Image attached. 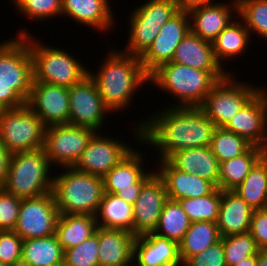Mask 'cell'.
Wrapping results in <instances>:
<instances>
[{
  "mask_svg": "<svg viewBox=\"0 0 267 266\" xmlns=\"http://www.w3.org/2000/svg\"><path fill=\"white\" fill-rule=\"evenodd\" d=\"M165 108L134 125L135 142L157 149L158 160L182 149L210 146L216 126L200 107Z\"/></svg>",
  "mask_w": 267,
  "mask_h": 266,
  "instance_id": "1",
  "label": "cell"
},
{
  "mask_svg": "<svg viewBox=\"0 0 267 266\" xmlns=\"http://www.w3.org/2000/svg\"><path fill=\"white\" fill-rule=\"evenodd\" d=\"M98 68L95 70L97 73L88 69V75L94 80L111 113L128 109L132 105L135 91L138 92L143 84L148 86L150 83L149 74L142 66L140 58L118 48L109 50Z\"/></svg>",
  "mask_w": 267,
  "mask_h": 266,
  "instance_id": "2",
  "label": "cell"
},
{
  "mask_svg": "<svg viewBox=\"0 0 267 266\" xmlns=\"http://www.w3.org/2000/svg\"><path fill=\"white\" fill-rule=\"evenodd\" d=\"M33 84V60L29 33L0 42V106L22 107L28 101Z\"/></svg>",
  "mask_w": 267,
  "mask_h": 266,
  "instance_id": "3",
  "label": "cell"
},
{
  "mask_svg": "<svg viewBox=\"0 0 267 266\" xmlns=\"http://www.w3.org/2000/svg\"><path fill=\"white\" fill-rule=\"evenodd\" d=\"M149 81L150 85L177 98L171 107H200L219 80L209 71L171 61L155 69L149 75Z\"/></svg>",
  "mask_w": 267,
  "mask_h": 266,
  "instance_id": "4",
  "label": "cell"
},
{
  "mask_svg": "<svg viewBox=\"0 0 267 266\" xmlns=\"http://www.w3.org/2000/svg\"><path fill=\"white\" fill-rule=\"evenodd\" d=\"M53 176L52 193L61 214L96 216L104 194L103 177L64 167Z\"/></svg>",
  "mask_w": 267,
  "mask_h": 266,
  "instance_id": "5",
  "label": "cell"
},
{
  "mask_svg": "<svg viewBox=\"0 0 267 266\" xmlns=\"http://www.w3.org/2000/svg\"><path fill=\"white\" fill-rule=\"evenodd\" d=\"M28 33L30 54L33 60V82L70 88L88 75L89 68H86L85 64H82L78 58L76 59L64 48L45 46L26 29L21 30L18 36Z\"/></svg>",
  "mask_w": 267,
  "mask_h": 266,
  "instance_id": "6",
  "label": "cell"
},
{
  "mask_svg": "<svg viewBox=\"0 0 267 266\" xmlns=\"http://www.w3.org/2000/svg\"><path fill=\"white\" fill-rule=\"evenodd\" d=\"M51 167L44 148L11 154L3 189L21 199L52 192Z\"/></svg>",
  "mask_w": 267,
  "mask_h": 266,
  "instance_id": "7",
  "label": "cell"
},
{
  "mask_svg": "<svg viewBox=\"0 0 267 266\" xmlns=\"http://www.w3.org/2000/svg\"><path fill=\"white\" fill-rule=\"evenodd\" d=\"M45 128L27 104L4 109L0 115V142L11 154L38 150L44 147Z\"/></svg>",
  "mask_w": 267,
  "mask_h": 266,
  "instance_id": "8",
  "label": "cell"
},
{
  "mask_svg": "<svg viewBox=\"0 0 267 266\" xmlns=\"http://www.w3.org/2000/svg\"><path fill=\"white\" fill-rule=\"evenodd\" d=\"M234 76V73H228L219 80L200 106L216 127H224L262 88L250 85L247 81H238Z\"/></svg>",
  "mask_w": 267,
  "mask_h": 266,
  "instance_id": "9",
  "label": "cell"
},
{
  "mask_svg": "<svg viewBox=\"0 0 267 266\" xmlns=\"http://www.w3.org/2000/svg\"><path fill=\"white\" fill-rule=\"evenodd\" d=\"M96 131L70 124L45 128L44 150L53 167H74Z\"/></svg>",
  "mask_w": 267,
  "mask_h": 266,
  "instance_id": "10",
  "label": "cell"
},
{
  "mask_svg": "<svg viewBox=\"0 0 267 266\" xmlns=\"http://www.w3.org/2000/svg\"><path fill=\"white\" fill-rule=\"evenodd\" d=\"M138 150L134 148L103 177L104 192L115 194L131 205L136 202L143 185L156 173L144 168L146 154Z\"/></svg>",
  "mask_w": 267,
  "mask_h": 266,
  "instance_id": "11",
  "label": "cell"
},
{
  "mask_svg": "<svg viewBox=\"0 0 267 266\" xmlns=\"http://www.w3.org/2000/svg\"><path fill=\"white\" fill-rule=\"evenodd\" d=\"M68 124L92 128L101 132L105 118L111 111L105 106L94 80L87 75L79 83L68 88ZM105 117V118H104Z\"/></svg>",
  "mask_w": 267,
  "mask_h": 266,
  "instance_id": "12",
  "label": "cell"
},
{
  "mask_svg": "<svg viewBox=\"0 0 267 266\" xmlns=\"http://www.w3.org/2000/svg\"><path fill=\"white\" fill-rule=\"evenodd\" d=\"M59 211L52 192L22 199L14 231L23 239L55 234Z\"/></svg>",
  "mask_w": 267,
  "mask_h": 266,
  "instance_id": "13",
  "label": "cell"
},
{
  "mask_svg": "<svg viewBox=\"0 0 267 266\" xmlns=\"http://www.w3.org/2000/svg\"><path fill=\"white\" fill-rule=\"evenodd\" d=\"M120 141L96 132L74 165L78 171L104 177L134 148ZM130 145V146H128Z\"/></svg>",
  "mask_w": 267,
  "mask_h": 266,
  "instance_id": "14",
  "label": "cell"
},
{
  "mask_svg": "<svg viewBox=\"0 0 267 266\" xmlns=\"http://www.w3.org/2000/svg\"><path fill=\"white\" fill-rule=\"evenodd\" d=\"M190 31L188 11L180 9L162 26L153 43L139 57L145 71L150 75L160 65L171 62L175 49Z\"/></svg>",
  "mask_w": 267,
  "mask_h": 266,
  "instance_id": "15",
  "label": "cell"
},
{
  "mask_svg": "<svg viewBox=\"0 0 267 266\" xmlns=\"http://www.w3.org/2000/svg\"><path fill=\"white\" fill-rule=\"evenodd\" d=\"M168 200L165 184L155 173L142 187L133 205L132 234L139 236L154 232L157 228L161 212Z\"/></svg>",
  "mask_w": 267,
  "mask_h": 266,
  "instance_id": "16",
  "label": "cell"
},
{
  "mask_svg": "<svg viewBox=\"0 0 267 266\" xmlns=\"http://www.w3.org/2000/svg\"><path fill=\"white\" fill-rule=\"evenodd\" d=\"M26 104L46 127L68 124L69 92L67 87L33 82L31 94Z\"/></svg>",
  "mask_w": 267,
  "mask_h": 266,
  "instance_id": "17",
  "label": "cell"
},
{
  "mask_svg": "<svg viewBox=\"0 0 267 266\" xmlns=\"http://www.w3.org/2000/svg\"><path fill=\"white\" fill-rule=\"evenodd\" d=\"M223 128L254 145L267 133V89L263 86Z\"/></svg>",
  "mask_w": 267,
  "mask_h": 266,
  "instance_id": "18",
  "label": "cell"
},
{
  "mask_svg": "<svg viewBox=\"0 0 267 266\" xmlns=\"http://www.w3.org/2000/svg\"><path fill=\"white\" fill-rule=\"evenodd\" d=\"M190 18V30L203 40L213 42L219 33L238 15L237 0L230 3L219 2L213 5H201L187 10Z\"/></svg>",
  "mask_w": 267,
  "mask_h": 266,
  "instance_id": "19",
  "label": "cell"
},
{
  "mask_svg": "<svg viewBox=\"0 0 267 266\" xmlns=\"http://www.w3.org/2000/svg\"><path fill=\"white\" fill-rule=\"evenodd\" d=\"M133 266H183L179 245L153 232L136 236Z\"/></svg>",
  "mask_w": 267,
  "mask_h": 266,
  "instance_id": "20",
  "label": "cell"
},
{
  "mask_svg": "<svg viewBox=\"0 0 267 266\" xmlns=\"http://www.w3.org/2000/svg\"><path fill=\"white\" fill-rule=\"evenodd\" d=\"M172 62L209 71L218 80L230 73L217 62L212 42L203 40L192 31L187 33L175 49Z\"/></svg>",
  "mask_w": 267,
  "mask_h": 266,
  "instance_id": "21",
  "label": "cell"
},
{
  "mask_svg": "<svg viewBox=\"0 0 267 266\" xmlns=\"http://www.w3.org/2000/svg\"><path fill=\"white\" fill-rule=\"evenodd\" d=\"M159 169H155L163 180L168 199L179 200L197 198L210 194L216 186L197 174H190L174 168L167 160H159Z\"/></svg>",
  "mask_w": 267,
  "mask_h": 266,
  "instance_id": "22",
  "label": "cell"
},
{
  "mask_svg": "<svg viewBox=\"0 0 267 266\" xmlns=\"http://www.w3.org/2000/svg\"><path fill=\"white\" fill-rule=\"evenodd\" d=\"M135 240L128 230L98 227L99 266H133Z\"/></svg>",
  "mask_w": 267,
  "mask_h": 266,
  "instance_id": "23",
  "label": "cell"
},
{
  "mask_svg": "<svg viewBox=\"0 0 267 266\" xmlns=\"http://www.w3.org/2000/svg\"><path fill=\"white\" fill-rule=\"evenodd\" d=\"M62 16H67L84 26L104 33L111 30L116 21L109 0H61Z\"/></svg>",
  "mask_w": 267,
  "mask_h": 266,
  "instance_id": "24",
  "label": "cell"
},
{
  "mask_svg": "<svg viewBox=\"0 0 267 266\" xmlns=\"http://www.w3.org/2000/svg\"><path fill=\"white\" fill-rule=\"evenodd\" d=\"M167 161L176 169L212 182L218 187L220 163L210 146L182 149L173 153Z\"/></svg>",
  "mask_w": 267,
  "mask_h": 266,
  "instance_id": "25",
  "label": "cell"
},
{
  "mask_svg": "<svg viewBox=\"0 0 267 266\" xmlns=\"http://www.w3.org/2000/svg\"><path fill=\"white\" fill-rule=\"evenodd\" d=\"M253 211L234 190H222L217 220L221 237L248 232Z\"/></svg>",
  "mask_w": 267,
  "mask_h": 266,
  "instance_id": "26",
  "label": "cell"
},
{
  "mask_svg": "<svg viewBox=\"0 0 267 266\" xmlns=\"http://www.w3.org/2000/svg\"><path fill=\"white\" fill-rule=\"evenodd\" d=\"M227 27H225L212 42L214 56L217 62L224 68L223 63L230 61L228 59H234L240 55H244L245 51H248L250 47V41H252L249 30L246 28L244 22L235 17ZM238 18V19H237ZM225 59V60H224ZM224 60V61H223Z\"/></svg>",
  "mask_w": 267,
  "mask_h": 266,
  "instance_id": "27",
  "label": "cell"
},
{
  "mask_svg": "<svg viewBox=\"0 0 267 266\" xmlns=\"http://www.w3.org/2000/svg\"><path fill=\"white\" fill-rule=\"evenodd\" d=\"M63 257L56 234L23 240L21 266H63Z\"/></svg>",
  "mask_w": 267,
  "mask_h": 266,
  "instance_id": "28",
  "label": "cell"
},
{
  "mask_svg": "<svg viewBox=\"0 0 267 266\" xmlns=\"http://www.w3.org/2000/svg\"><path fill=\"white\" fill-rule=\"evenodd\" d=\"M97 227L96 216L61 214L56 223L55 234L63 250H66L87 240Z\"/></svg>",
  "mask_w": 267,
  "mask_h": 266,
  "instance_id": "29",
  "label": "cell"
},
{
  "mask_svg": "<svg viewBox=\"0 0 267 266\" xmlns=\"http://www.w3.org/2000/svg\"><path fill=\"white\" fill-rule=\"evenodd\" d=\"M221 239L217 223L211 221L191 222L179 242V257L184 264L190 257L202 253Z\"/></svg>",
  "mask_w": 267,
  "mask_h": 266,
  "instance_id": "30",
  "label": "cell"
},
{
  "mask_svg": "<svg viewBox=\"0 0 267 266\" xmlns=\"http://www.w3.org/2000/svg\"><path fill=\"white\" fill-rule=\"evenodd\" d=\"M96 221L98 227L123 229L132 233L133 205L115 194L104 192Z\"/></svg>",
  "mask_w": 267,
  "mask_h": 266,
  "instance_id": "31",
  "label": "cell"
},
{
  "mask_svg": "<svg viewBox=\"0 0 267 266\" xmlns=\"http://www.w3.org/2000/svg\"><path fill=\"white\" fill-rule=\"evenodd\" d=\"M234 191L254 210L267 208V166L258 161Z\"/></svg>",
  "mask_w": 267,
  "mask_h": 266,
  "instance_id": "32",
  "label": "cell"
},
{
  "mask_svg": "<svg viewBox=\"0 0 267 266\" xmlns=\"http://www.w3.org/2000/svg\"><path fill=\"white\" fill-rule=\"evenodd\" d=\"M257 162V153L252 145L244 154L234 157L219 166L218 188L221 190H234L249 174Z\"/></svg>",
  "mask_w": 267,
  "mask_h": 266,
  "instance_id": "33",
  "label": "cell"
},
{
  "mask_svg": "<svg viewBox=\"0 0 267 266\" xmlns=\"http://www.w3.org/2000/svg\"><path fill=\"white\" fill-rule=\"evenodd\" d=\"M190 223L188 215L183 211L179 202L168 199L164 204L157 228L153 233L179 244L189 229Z\"/></svg>",
  "mask_w": 267,
  "mask_h": 266,
  "instance_id": "34",
  "label": "cell"
},
{
  "mask_svg": "<svg viewBox=\"0 0 267 266\" xmlns=\"http://www.w3.org/2000/svg\"><path fill=\"white\" fill-rule=\"evenodd\" d=\"M222 199V190L216 187L210 194L203 197L184 198L177 200L190 222L211 221L217 223Z\"/></svg>",
  "mask_w": 267,
  "mask_h": 266,
  "instance_id": "35",
  "label": "cell"
},
{
  "mask_svg": "<svg viewBox=\"0 0 267 266\" xmlns=\"http://www.w3.org/2000/svg\"><path fill=\"white\" fill-rule=\"evenodd\" d=\"M167 21L130 20L127 45L122 50L128 54L140 57L153 43L162 26Z\"/></svg>",
  "mask_w": 267,
  "mask_h": 266,
  "instance_id": "36",
  "label": "cell"
},
{
  "mask_svg": "<svg viewBox=\"0 0 267 266\" xmlns=\"http://www.w3.org/2000/svg\"><path fill=\"white\" fill-rule=\"evenodd\" d=\"M252 146L245 138L223 127L214 129L210 148L219 163L244 154Z\"/></svg>",
  "mask_w": 267,
  "mask_h": 266,
  "instance_id": "37",
  "label": "cell"
},
{
  "mask_svg": "<svg viewBox=\"0 0 267 266\" xmlns=\"http://www.w3.org/2000/svg\"><path fill=\"white\" fill-rule=\"evenodd\" d=\"M238 17L244 22L250 36L267 40V0H237Z\"/></svg>",
  "mask_w": 267,
  "mask_h": 266,
  "instance_id": "38",
  "label": "cell"
},
{
  "mask_svg": "<svg viewBox=\"0 0 267 266\" xmlns=\"http://www.w3.org/2000/svg\"><path fill=\"white\" fill-rule=\"evenodd\" d=\"M220 240L224 248L227 266H233L243 259L257 256L260 250L249 231L221 237Z\"/></svg>",
  "mask_w": 267,
  "mask_h": 266,
  "instance_id": "39",
  "label": "cell"
},
{
  "mask_svg": "<svg viewBox=\"0 0 267 266\" xmlns=\"http://www.w3.org/2000/svg\"><path fill=\"white\" fill-rule=\"evenodd\" d=\"M130 12V20L168 21L181 8L179 0H147Z\"/></svg>",
  "mask_w": 267,
  "mask_h": 266,
  "instance_id": "40",
  "label": "cell"
},
{
  "mask_svg": "<svg viewBox=\"0 0 267 266\" xmlns=\"http://www.w3.org/2000/svg\"><path fill=\"white\" fill-rule=\"evenodd\" d=\"M98 227L78 246L64 250L63 266H99Z\"/></svg>",
  "mask_w": 267,
  "mask_h": 266,
  "instance_id": "41",
  "label": "cell"
},
{
  "mask_svg": "<svg viewBox=\"0 0 267 266\" xmlns=\"http://www.w3.org/2000/svg\"><path fill=\"white\" fill-rule=\"evenodd\" d=\"M18 13L27 19L44 21L61 16V0H11ZM56 16V17H55Z\"/></svg>",
  "mask_w": 267,
  "mask_h": 266,
  "instance_id": "42",
  "label": "cell"
},
{
  "mask_svg": "<svg viewBox=\"0 0 267 266\" xmlns=\"http://www.w3.org/2000/svg\"><path fill=\"white\" fill-rule=\"evenodd\" d=\"M23 239L14 231H0V261L21 266Z\"/></svg>",
  "mask_w": 267,
  "mask_h": 266,
  "instance_id": "43",
  "label": "cell"
},
{
  "mask_svg": "<svg viewBox=\"0 0 267 266\" xmlns=\"http://www.w3.org/2000/svg\"><path fill=\"white\" fill-rule=\"evenodd\" d=\"M22 199L0 189V231L14 230Z\"/></svg>",
  "mask_w": 267,
  "mask_h": 266,
  "instance_id": "44",
  "label": "cell"
},
{
  "mask_svg": "<svg viewBox=\"0 0 267 266\" xmlns=\"http://www.w3.org/2000/svg\"><path fill=\"white\" fill-rule=\"evenodd\" d=\"M183 266H227L222 241L190 257Z\"/></svg>",
  "mask_w": 267,
  "mask_h": 266,
  "instance_id": "45",
  "label": "cell"
},
{
  "mask_svg": "<svg viewBox=\"0 0 267 266\" xmlns=\"http://www.w3.org/2000/svg\"><path fill=\"white\" fill-rule=\"evenodd\" d=\"M249 232L258 248L267 250V208L253 211Z\"/></svg>",
  "mask_w": 267,
  "mask_h": 266,
  "instance_id": "46",
  "label": "cell"
},
{
  "mask_svg": "<svg viewBox=\"0 0 267 266\" xmlns=\"http://www.w3.org/2000/svg\"><path fill=\"white\" fill-rule=\"evenodd\" d=\"M10 158L11 153L0 142V189H3L5 184Z\"/></svg>",
  "mask_w": 267,
  "mask_h": 266,
  "instance_id": "47",
  "label": "cell"
},
{
  "mask_svg": "<svg viewBox=\"0 0 267 266\" xmlns=\"http://www.w3.org/2000/svg\"><path fill=\"white\" fill-rule=\"evenodd\" d=\"M257 161L267 166V133L254 144Z\"/></svg>",
  "mask_w": 267,
  "mask_h": 266,
  "instance_id": "48",
  "label": "cell"
},
{
  "mask_svg": "<svg viewBox=\"0 0 267 266\" xmlns=\"http://www.w3.org/2000/svg\"><path fill=\"white\" fill-rule=\"evenodd\" d=\"M216 0H179L180 8L190 10L193 7L201 5H213L217 4Z\"/></svg>",
  "mask_w": 267,
  "mask_h": 266,
  "instance_id": "49",
  "label": "cell"
},
{
  "mask_svg": "<svg viewBox=\"0 0 267 266\" xmlns=\"http://www.w3.org/2000/svg\"><path fill=\"white\" fill-rule=\"evenodd\" d=\"M257 265V256H251L247 259H243L242 261L236 263L233 266H256Z\"/></svg>",
  "mask_w": 267,
  "mask_h": 266,
  "instance_id": "50",
  "label": "cell"
},
{
  "mask_svg": "<svg viewBox=\"0 0 267 266\" xmlns=\"http://www.w3.org/2000/svg\"><path fill=\"white\" fill-rule=\"evenodd\" d=\"M256 266H267V250H259Z\"/></svg>",
  "mask_w": 267,
  "mask_h": 266,
  "instance_id": "51",
  "label": "cell"
},
{
  "mask_svg": "<svg viewBox=\"0 0 267 266\" xmlns=\"http://www.w3.org/2000/svg\"><path fill=\"white\" fill-rule=\"evenodd\" d=\"M0 266H9V265L4 264V263H2V262L0 261Z\"/></svg>",
  "mask_w": 267,
  "mask_h": 266,
  "instance_id": "52",
  "label": "cell"
},
{
  "mask_svg": "<svg viewBox=\"0 0 267 266\" xmlns=\"http://www.w3.org/2000/svg\"><path fill=\"white\" fill-rule=\"evenodd\" d=\"M3 110H4V109L0 106V115H1V113H2Z\"/></svg>",
  "mask_w": 267,
  "mask_h": 266,
  "instance_id": "53",
  "label": "cell"
}]
</instances>
